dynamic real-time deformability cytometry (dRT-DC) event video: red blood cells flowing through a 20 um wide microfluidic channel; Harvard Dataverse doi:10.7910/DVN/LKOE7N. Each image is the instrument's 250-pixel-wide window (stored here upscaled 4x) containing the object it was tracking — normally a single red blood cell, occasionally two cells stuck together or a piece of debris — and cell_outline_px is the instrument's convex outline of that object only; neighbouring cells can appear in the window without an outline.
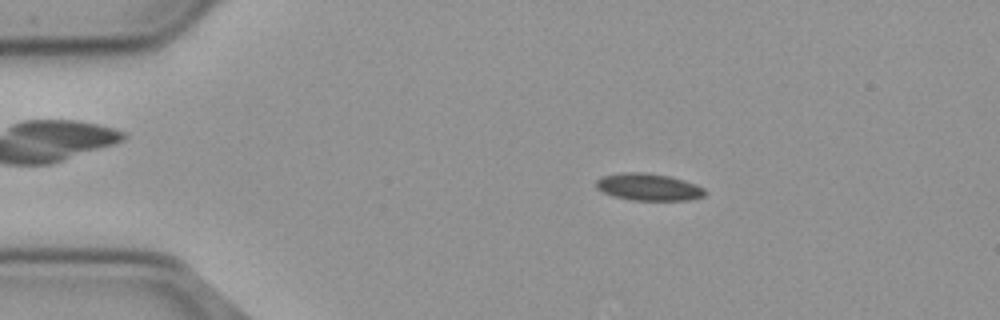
{"species": "common noctule bat (a hibernating species)", "species_latin": "Nyctalus noctula", "temperature_condition": "cold", "stored_images_in_passage": 52, "camera_frame_rate_fps": 3000, "um_per_image_px": 0.085, "animal": {"sex": "male", "body_mass_g": 23.1, "forearm_length_mm": 52.7}, "frame": {"image": 1, "passage_image": 7, "time_ms": 2.0, "image_size_px": [1000, 320], "cell_outline_px": [[704, 196], [688, 200], [632, 200], [612, 196], [596, 188], [596, 180], [604, 176], [624, 172], [640, 172], [668, 176], [696, 184], [704, 188]], "centroid_in_image_um": [55.1, 15.9], "position_along_channel_um": 29.9, "area_um2": 16.94}}
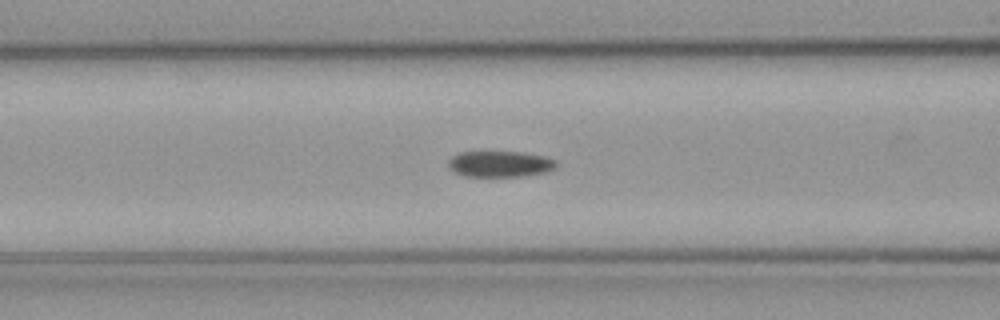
{"frame": {"image": 2, "passage_image": 19, "time_ms": 6.0, "image_size_px": [1000, 320], "cell_outline_px": [[556, 168], [544, 172], [524, 176], [464, 176], [452, 172], [448, 168], [448, 160], [452, 156], [460, 152], [520, 152], [544, 156], [556, 160]], "centroid_in_image_um": [42.46, 13.94], "position_along_channel_um": 124.1, "area_um2": 16.42}}
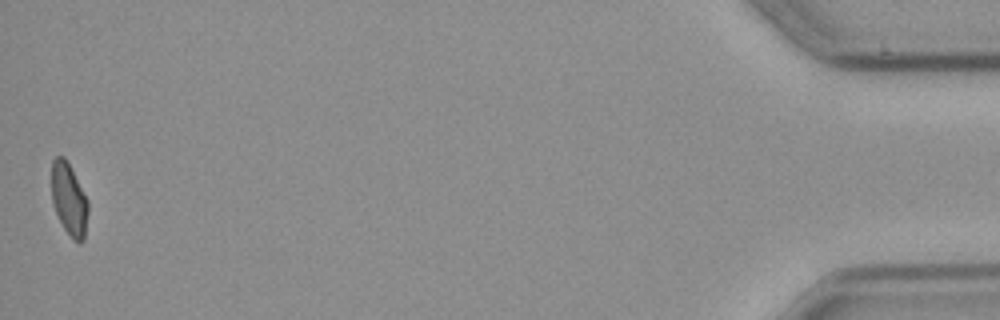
{"frame": {"image": 3, "passage_image": 52, "time_ms": 17.0, "image_size_px": [1000, 320], "cell_outline_px": [[88, 212], [84, 240], [80, 244], [72, 240], [64, 228], [52, 204], [52, 160], [56, 156], [64, 156], [88, 200]], "centroid_in_image_um": [5.87, 16.98], "position_along_channel_um": 429.3, "area_um2": 15.32}, "authors_computed_cell_mechanics": {"area_um2": 16.5597, "velocity_mm_per_s": 3.6874, "shape_relaxation_time_tau1_ms": null, "shape_relaxation_time_tau2_ms": 5.9016, "deformation_change_tau1": null, "deformation_change_tau2": 0.1181}}